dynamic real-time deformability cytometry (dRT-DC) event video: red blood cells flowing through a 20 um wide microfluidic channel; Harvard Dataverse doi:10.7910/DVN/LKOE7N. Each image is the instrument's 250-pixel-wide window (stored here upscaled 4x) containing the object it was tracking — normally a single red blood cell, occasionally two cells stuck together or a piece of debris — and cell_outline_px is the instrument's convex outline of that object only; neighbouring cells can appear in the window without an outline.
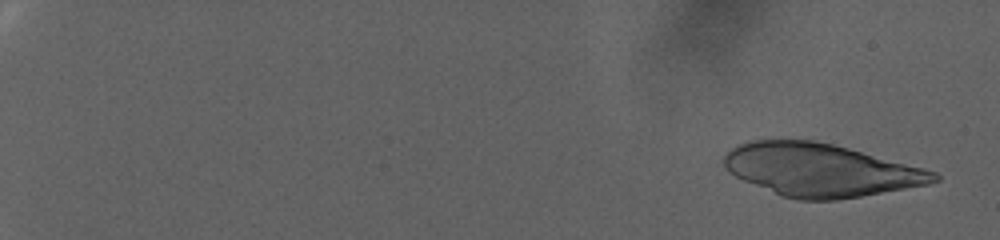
{"species": "human", "species_latin": "Homo sapiens", "temperature_condition": "warm", "stored_images_in_passage": 37, "camera_frame_rate_fps": 3000, "um_per_image_px": 0.085, "donor": {"sex": "female"}, "frame": {"image": 1, "passage_image": 4, "time_ms": 1.0, "image_size_px": [1000, 240], "cell_outline_px": [[940, 180], [928, 184], [860, 196], [836, 200], [800, 200], [780, 196], [744, 180], [728, 172], [724, 168], [724, 156], [736, 144], [748, 140], [812, 140], [832, 144], [848, 148], [924, 168], [936, 172], [940, 176]], "centroid_in_image_um": [69.71, 14.45], "position_along_channel_um": 15.3, "area_um2": 64.27}}